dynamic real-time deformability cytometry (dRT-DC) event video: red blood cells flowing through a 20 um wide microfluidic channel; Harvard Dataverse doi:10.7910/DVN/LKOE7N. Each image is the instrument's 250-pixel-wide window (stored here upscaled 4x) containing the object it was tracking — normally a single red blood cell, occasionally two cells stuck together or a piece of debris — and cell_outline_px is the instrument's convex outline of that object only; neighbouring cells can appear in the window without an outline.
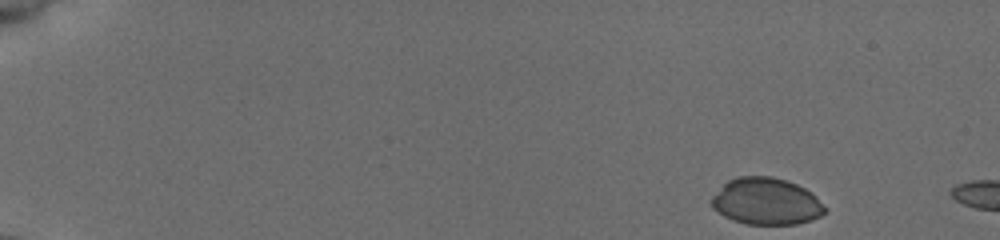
{"species": "common noctule bat (a hibernating species)", "species_latin": "Nyctalus noctula", "temperature_condition": "cold", "stored_images_in_passage": 49, "camera_frame_rate_fps": 3000, "um_per_image_px": 0.085, "animal": {"sex": "female", "body_mass_g": 19.5, "forearm_length_mm": 54.1}, "frame": {"image": 1, "passage_image": 1, "time_ms": 0.0, "image_size_px": [1000, 240], "cell_outline_px": [[828, 208], [820, 216], [812, 220], [796, 224], [748, 224], [732, 220], [724, 216], [712, 208], [712, 196], [728, 180], [740, 176], [772, 176], [788, 180], [812, 192]], "centroid_in_image_um": [65.16, 17.11], "position_along_channel_um": 19.8, "area_um2": 31.04}}
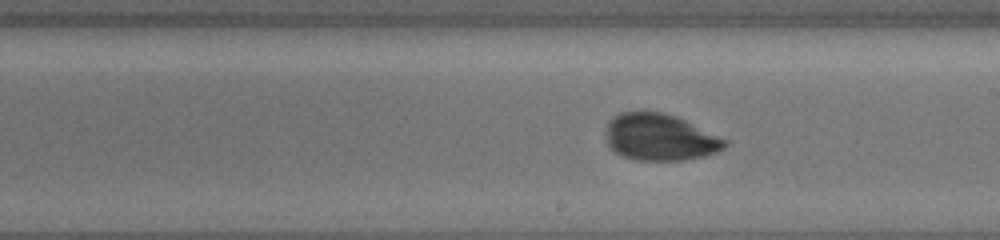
{"frame": {"image": 2, "passage_image": 28, "time_ms": 9.0, "image_size_px": [1000, 240], "cell_outline_px": [[728, 144], [724, 148], [716, 152], [704, 156], [684, 160], [636, 160], [624, 156], [608, 148], [608, 120], [612, 116], [620, 112], [664, 112], [676, 116], [728, 140]], "centroid_in_image_um": [56.11, 11.67], "position_along_channel_um": 232.9, "area_um2": 32.25}}
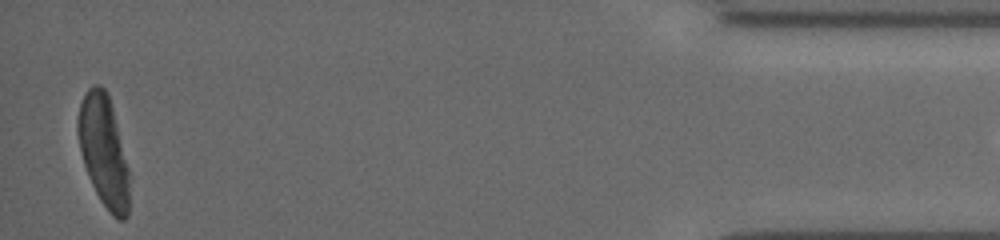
{"frame": {"image": 3, "passage_image": 48, "time_ms": 15.667, "image_size_px": [1000, 240], "cell_outline_px": [[128, 216], [124, 220], [116, 220], [112, 216], [100, 200], [92, 184], [84, 164], [80, 148], [76, 128], [76, 120], [80, 104], [88, 88], [92, 84], [100, 84], [104, 88], [108, 96], [112, 108], [128, 172]], "centroid_in_image_um": [8.77, 12.85], "position_along_channel_um": 426.4, "area_um2": 32.6}}